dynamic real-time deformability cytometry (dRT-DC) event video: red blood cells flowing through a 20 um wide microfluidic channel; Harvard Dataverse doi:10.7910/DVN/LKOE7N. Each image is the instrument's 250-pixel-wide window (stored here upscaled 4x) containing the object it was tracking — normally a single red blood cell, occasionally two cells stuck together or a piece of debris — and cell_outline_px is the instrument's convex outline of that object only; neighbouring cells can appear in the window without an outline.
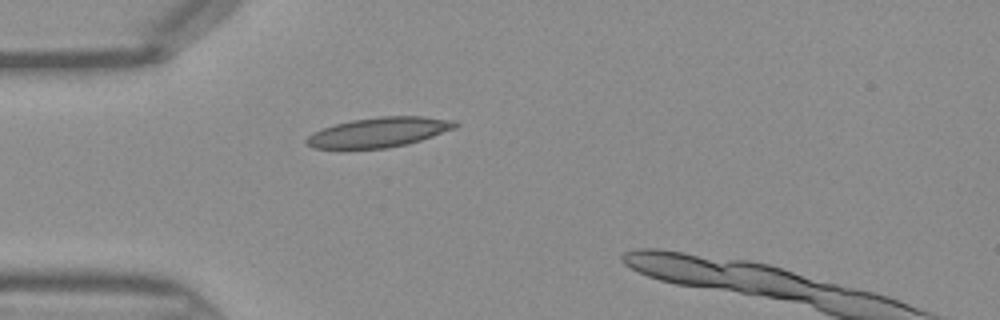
{"species": "Egyptian fruit bat (a non-hibernating species)", "species_latin": "Rousettus aegyptiacus", "temperature_condition": "warm", "stored_images_in_passage": 28, "camera_frame_rate_fps": 3000, "um_per_image_px": 0.085, "frame": {"image": 1, "passage_image": 1, "time_ms": 0.0, "image_size_px": [1000, 320], "cell_outline_px": [[460, 124], [456, 128], [408, 144], [388, 148], [312, 148], [304, 140], [312, 132], [332, 124], [352, 120], [380, 116], [424, 116], [456, 120]], "centroid_in_image_um": [32.23, 11.22], "position_along_channel_um": 52.8, "area_um2": 25.95}}
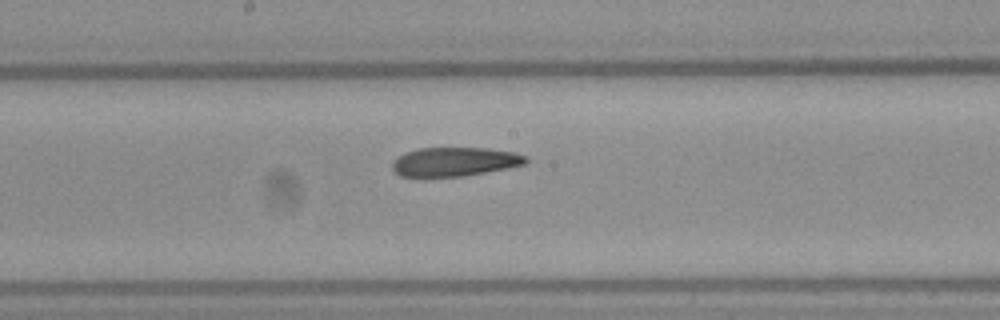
{"frame": {"image": 2, "passage_image": 12, "time_ms": 3.667, "image_size_px": [1000, 320], "cell_outline_px": [[528, 160], [524, 164], [508, 168], [464, 176], [400, 176], [392, 168], [392, 164], [404, 152], [420, 148], [488, 148], [516, 152], [528, 156]], "centroid_in_image_um": [38.7, 13.74], "position_along_channel_um": 209.5, "area_um2": 22.43}}
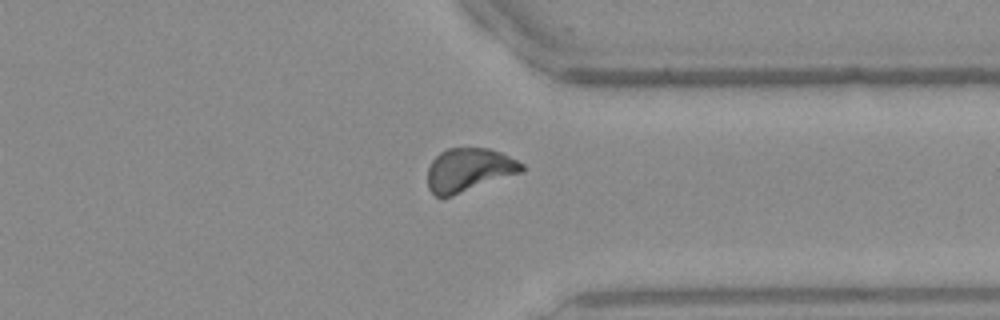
{"frame": {"image": 3, "passage_image": 23, "time_ms": 7.333, "image_size_px": [1000, 320], "cell_outline_px": [[524, 172], [452, 196], [436, 196], [428, 188], [428, 168], [432, 160], [440, 152], [448, 148], [488, 148], [500, 152], [524, 164]], "centroid_in_image_um": [39.87, 14.44], "position_along_channel_um": 371.5, "area_um2": 23.87}}